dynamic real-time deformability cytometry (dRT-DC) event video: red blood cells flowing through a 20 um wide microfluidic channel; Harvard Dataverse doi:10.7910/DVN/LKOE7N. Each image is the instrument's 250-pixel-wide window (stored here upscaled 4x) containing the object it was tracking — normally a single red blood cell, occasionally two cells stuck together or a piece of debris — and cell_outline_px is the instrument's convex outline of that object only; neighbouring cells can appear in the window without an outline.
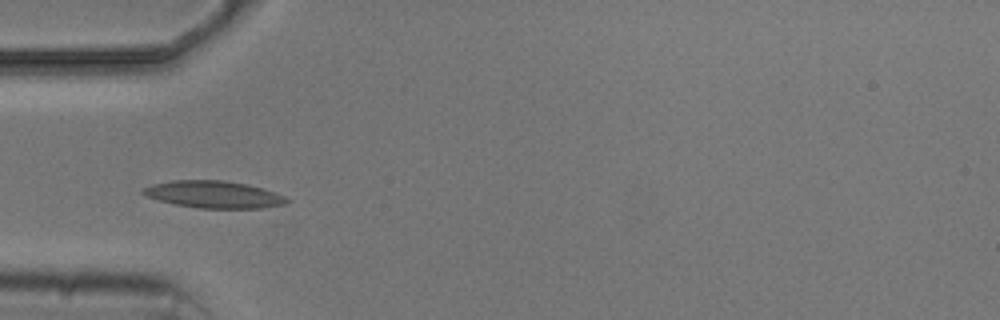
{"species": "common noctule bat (a hibernating species)", "species_latin": "Nyctalus noctula", "temperature_condition": "cold", "stored_images_in_passage": 7, "camera_frame_rate_fps": 3000, "um_per_image_px": 0.085, "animal": {"sex": "male", "body_mass_g": 20.5, "forearm_length_mm": 52.5}, "frame": {"image": 1, "passage_image": 5, "time_ms": 4.667, "image_size_px": [1000, 320], "cell_outline_px": [[292, 200], [284, 204], [264, 208], [200, 208], [176, 204], [160, 200], [148, 196], [140, 192], [144, 188], [152, 184], [172, 180], [224, 180], [248, 184], [264, 188], [284, 196]], "centroid_in_image_um": [18.22, 16.52], "position_along_channel_um": 66.8, "area_um2": 22.66}}
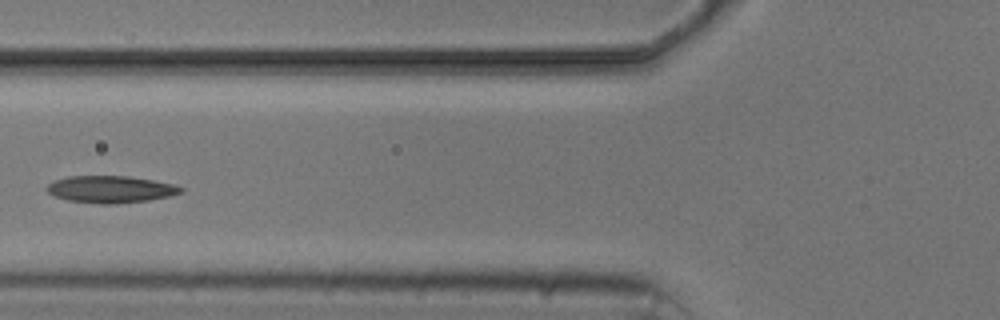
{"frame": {"image": 2, "passage_image": 6, "time_ms": 6.0, "image_size_px": [1000, 320], "cell_outline_px": [[184, 192], [172, 196], [148, 200], [116, 204], [100, 204], [68, 200], [56, 196], [48, 192], [44, 188], [48, 184], [56, 180], [68, 176], [128, 176], [176, 184], [184, 188]], "centroid_in_image_um": [9.45, 16.09], "position_along_channel_um": 116.4, "area_um2": 21.21}}
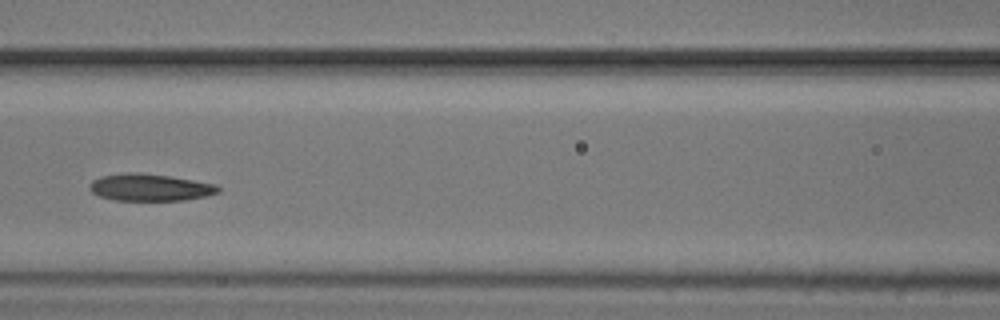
{"frame": {"image": 3, "passage_image": 7, "time_ms": 7.0, "image_size_px": [1000, 320], "cell_outline_px": [[220, 192], [208, 196], [184, 200], [112, 200], [100, 196], [92, 192], [88, 188], [92, 180], [100, 176], [136, 172], [140, 172], [168, 176], [216, 184], [220, 188]], "centroid_in_image_um": [12.75, 15.93], "position_along_channel_um": 153.8, "area_um2": 20.23}}